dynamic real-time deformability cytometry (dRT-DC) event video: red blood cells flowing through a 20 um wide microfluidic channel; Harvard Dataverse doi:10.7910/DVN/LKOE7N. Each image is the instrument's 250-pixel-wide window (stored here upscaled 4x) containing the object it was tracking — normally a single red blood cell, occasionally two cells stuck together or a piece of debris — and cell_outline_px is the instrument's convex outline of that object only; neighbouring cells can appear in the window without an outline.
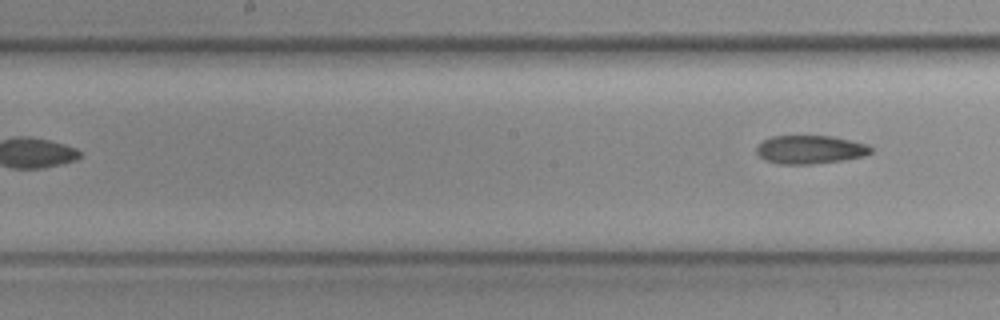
{"species": "common noctule bat (a hibernating species)", "species_latin": "Nyctalus noctula", "temperature_condition": "cold", "stored_images_in_passage": 7, "segment_of_instrument_passage": [2, 2], "camera_frame_rate_fps": 3000, "um_per_image_px": 0.085, "animal": {"sex": "female", "body_mass_g": 19.3, "forearm_length_mm": 54.1}, "frame": {"image": 1, "passage_image": 7, "time_ms": 2.0, "image_size_px": [1000, 320], "cell_outline_px": [[872, 152], [864, 156], [840, 160], [812, 164], [780, 164], [764, 160], [756, 152], [756, 148], [764, 140], [772, 136], [832, 136], [868, 144], [872, 148]], "centroid_in_image_um": [68.86, 12.71], "position_along_channel_um": 179.3, "area_um2": 18.84}}